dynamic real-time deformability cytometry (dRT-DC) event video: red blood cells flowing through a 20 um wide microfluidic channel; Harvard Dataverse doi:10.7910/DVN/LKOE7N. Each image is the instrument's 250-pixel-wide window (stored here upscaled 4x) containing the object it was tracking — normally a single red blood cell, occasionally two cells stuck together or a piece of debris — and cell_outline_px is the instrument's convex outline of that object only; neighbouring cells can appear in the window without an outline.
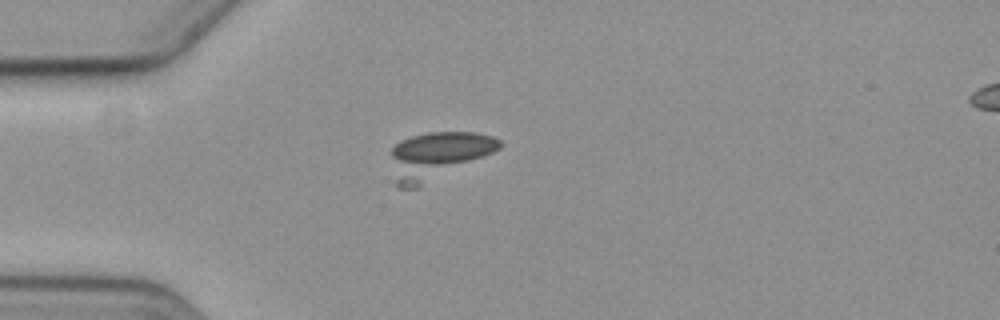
{"species": "common noctule bat (a hibernating species)", "species_latin": "Nyctalus noctula", "temperature_condition": "cold", "stored_images_in_passage": 1, "camera_frame_rate_fps": 3000, "um_per_image_px": 0.085, "animal": {"sex": "female", "body_mass_g": 19.3, "forearm_length_mm": 54.1}, "frame": {"image": 1, "passage_image": 1, "time_ms": 0.0, "image_size_px": [1000, 320], "cell_outline_px": [[500, 148], [492, 152], [416, 188], [400, 188], [396, 184], [392, 156], [392, 148], [400, 140], [412, 136], [428, 132], [472, 132], [492, 136], [500, 140]], "centroid_in_image_um": [37.18, 13.2], "position_along_channel_um": 47.8, "area_um2": 28.96}}